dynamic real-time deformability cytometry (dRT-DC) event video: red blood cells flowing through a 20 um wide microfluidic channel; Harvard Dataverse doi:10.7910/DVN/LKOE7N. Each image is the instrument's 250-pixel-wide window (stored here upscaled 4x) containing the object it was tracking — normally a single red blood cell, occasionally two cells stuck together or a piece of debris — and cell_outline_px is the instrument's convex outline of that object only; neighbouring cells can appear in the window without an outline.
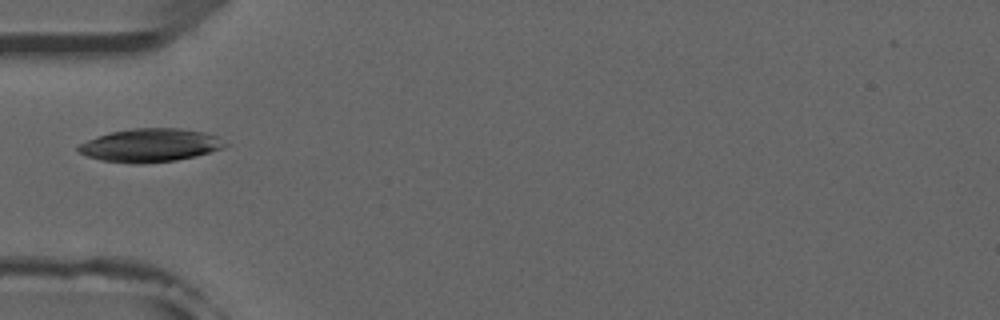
{"species": "common noctule bat (a hibernating species)", "species_latin": "Nyctalus noctula", "temperature_condition": "room temperature", "stored_images_in_passage": 36, "camera_frame_rate_fps": 3000, "um_per_image_px": 0.085, "animal": {"sex": "male", "forearm_length_mm": 52.5}, "frame": {"image": 1, "passage_image": 1, "time_ms": 0.0, "image_size_px": [1000, 320], "cell_outline_px": [[232, 144], [224, 148], [196, 156], [176, 160], [144, 164], [128, 164], [100, 160], [88, 156], [80, 152], [76, 148], [80, 144], [88, 140], [112, 132], [132, 128], [180, 128], [204, 132], [216, 136]], "centroid_in_image_um": [12.83, 12.36], "position_along_channel_um": 72.2, "area_um2": 28.61}}
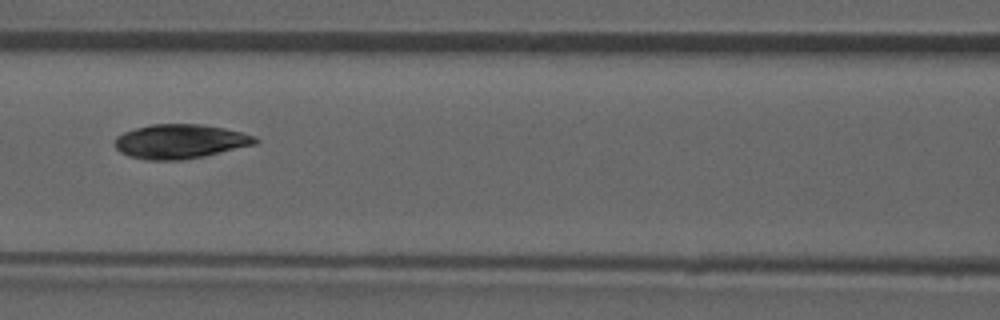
{"frame": {"image": 2, "passage_image": 7, "time_ms": 2.0, "image_size_px": [1000, 320], "cell_outline_px": [[260, 140], [256, 144], [204, 156], [180, 160], [148, 160], [128, 156], [120, 152], [112, 144], [116, 136], [124, 132], [136, 128], [152, 124], [200, 124], [224, 128], [256, 136]], "centroid_in_image_um": [15.29, 12.02], "position_along_channel_um": 151.3, "area_um2": 28.15}}
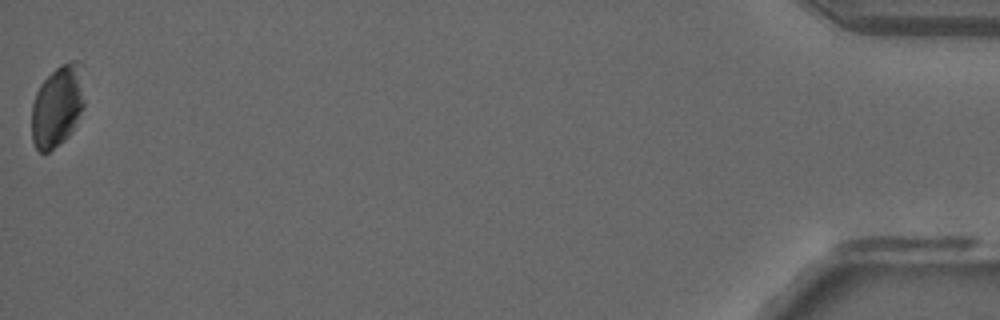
{"frame": {"image": 3, "passage_image": 36, "time_ms": 11.667, "image_size_px": [1000, 320], "cell_outline_px": [[84, 108], [68, 136], [64, 140], [48, 152], [40, 152], [36, 148], [32, 140], [32, 104], [36, 92], [40, 84], [60, 64], [72, 60], [80, 60], [84, 64]], "centroid_in_image_um": [4.92, 8.95], "position_along_channel_um": 430.3, "area_um2": 25.55}}